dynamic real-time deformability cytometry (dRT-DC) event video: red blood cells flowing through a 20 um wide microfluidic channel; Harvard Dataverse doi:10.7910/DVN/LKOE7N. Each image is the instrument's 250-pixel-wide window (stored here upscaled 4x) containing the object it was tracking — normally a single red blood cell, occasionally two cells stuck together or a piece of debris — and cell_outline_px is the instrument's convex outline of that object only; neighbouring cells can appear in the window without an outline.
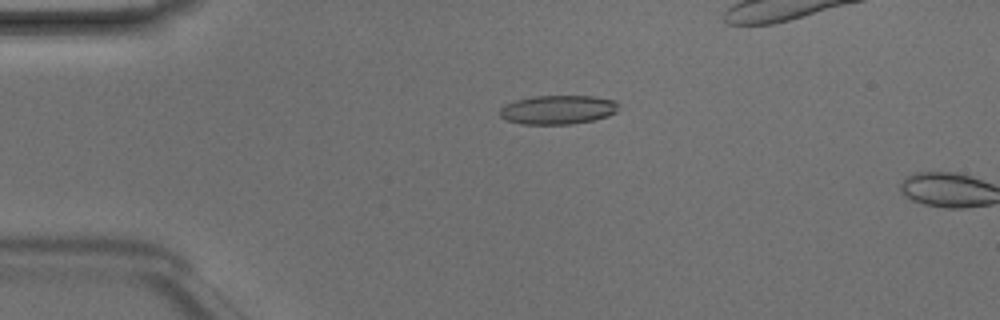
{"species": "Egyptian fruit bat (a non-hibernating species)", "species_latin": "Rousettus aegyptiacus", "temperature_condition": "room temperature", "stored_images_in_passage": 7, "camera_frame_rate_fps": 3000, "um_per_image_px": 0.085, "animal": {"sex": "male"}, "frame": {"image": 1, "passage_image": 5, "time_ms": 1.333, "image_size_px": [1000, 320], "cell_outline_px": [[620, 104], [616, 112], [608, 116], [592, 120], [572, 124], [520, 124], [504, 120], [500, 116], [500, 108], [504, 104], [516, 100], [532, 96], [596, 96], [616, 100]], "centroid_in_image_um": [47.42, 9.32], "position_along_channel_um": 37.6, "area_um2": 20.35}}